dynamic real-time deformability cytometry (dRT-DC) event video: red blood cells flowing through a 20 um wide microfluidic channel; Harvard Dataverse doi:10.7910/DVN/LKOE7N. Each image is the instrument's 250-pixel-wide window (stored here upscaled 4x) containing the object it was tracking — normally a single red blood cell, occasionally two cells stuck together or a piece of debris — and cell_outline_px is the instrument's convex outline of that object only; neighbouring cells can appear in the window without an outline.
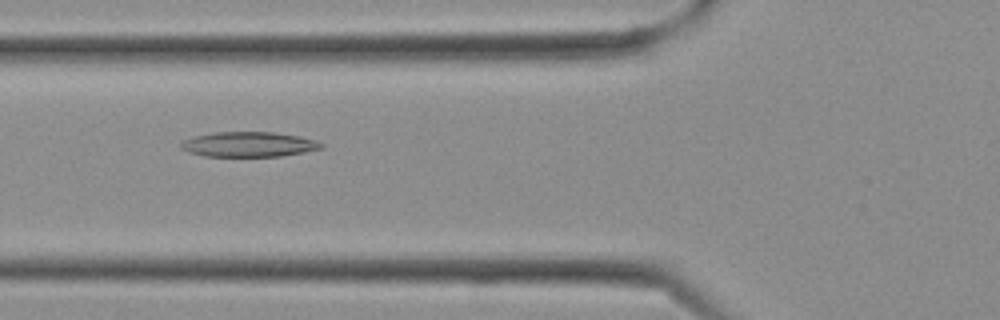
{"species": "Egyptian fruit bat (a non-hibernating species)", "species_latin": "Rousettus aegyptiacus", "temperature_condition": "cold", "stored_images_in_passage": 17, "camera_frame_rate_fps": 3000, "um_per_image_px": 0.085, "frame": {"image": 1, "passage_image": 10, "time_ms": 3.0, "image_size_px": [1000, 320], "cell_outline_px": [[324, 148], [304, 152], [280, 156], [204, 156], [188, 152], [180, 148], [180, 144], [184, 140], [192, 136], [216, 132], [272, 132], [300, 136], [316, 140], [324, 144]], "centroid_in_image_um": [21.14, 12.27], "position_along_channel_um": 104.7, "area_um2": 20.52}}
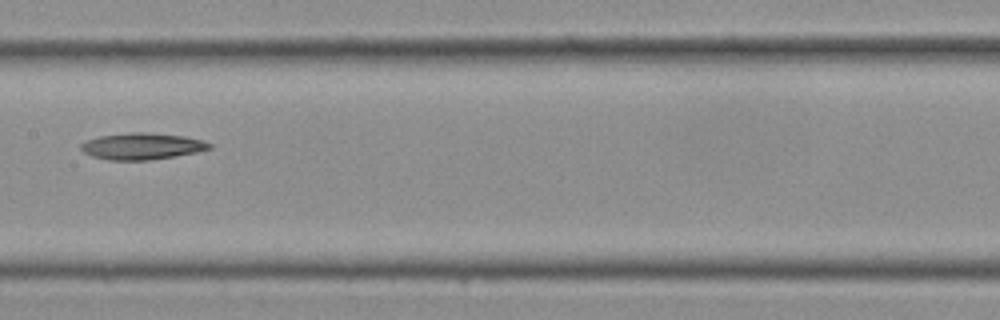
{"frame": {"image": 2, "passage_image": 14, "time_ms": 4.333, "image_size_px": [1000, 320], "cell_outline_px": [[212, 148], [196, 152], [176, 156], [152, 160], [108, 160], [92, 156], [84, 152], [80, 148], [80, 144], [84, 140], [100, 136], [132, 132], [144, 132], [184, 136], [200, 140], [212, 144]], "centroid_in_image_um": [12.04, 12.43], "position_along_channel_um": 195.4, "area_um2": 19.88}}
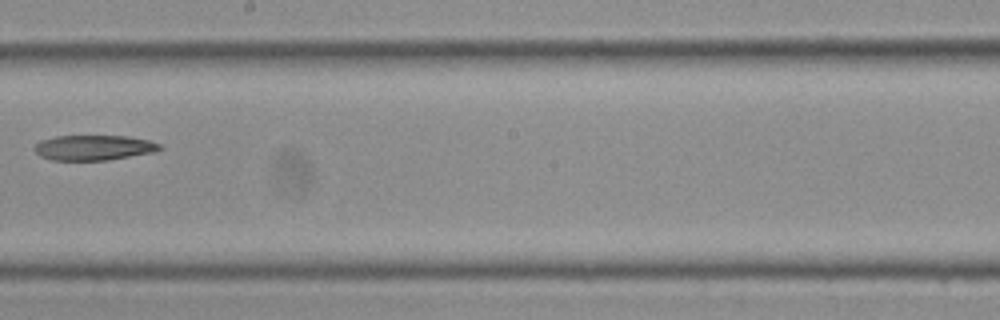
{"frame": {"image": 3, "passage_image": 16, "time_ms": 5.0, "image_size_px": [1000, 320], "cell_outline_px": [[164, 148], [156, 152], [108, 160], [52, 160], [40, 156], [32, 148], [40, 140], [56, 136], [128, 136], [148, 140], [160, 144]], "centroid_in_image_um": [7.98, 12.55], "position_along_channel_um": 240.2, "area_um2": 18.5}}